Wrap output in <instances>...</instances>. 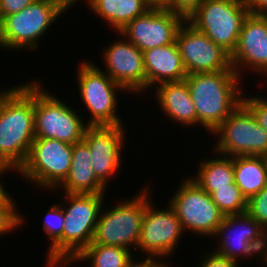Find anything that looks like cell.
Returning a JSON list of instances; mask_svg holds the SVG:
<instances>
[{"label":"cell","instance_id":"cell-16","mask_svg":"<svg viewBox=\"0 0 267 267\" xmlns=\"http://www.w3.org/2000/svg\"><path fill=\"white\" fill-rule=\"evenodd\" d=\"M185 19L166 9L150 8L130 21L118 33L141 52L176 42V35Z\"/></svg>","mask_w":267,"mask_h":267},{"label":"cell","instance_id":"cell-14","mask_svg":"<svg viewBox=\"0 0 267 267\" xmlns=\"http://www.w3.org/2000/svg\"><path fill=\"white\" fill-rule=\"evenodd\" d=\"M176 44L187 75L234 70L231 55L187 20L177 32Z\"/></svg>","mask_w":267,"mask_h":267},{"label":"cell","instance_id":"cell-3","mask_svg":"<svg viewBox=\"0 0 267 267\" xmlns=\"http://www.w3.org/2000/svg\"><path fill=\"white\" fill-rule=\"evenodd\" d=\"M69 9L60 0H36L18 13L1 20L0 48L7 51H33L53 22ZM56 20V21H55Z\"/></svg>","mask_w":267,"mask_h":267},{"label":"cell","instance_id":"cell-17","mask_svg":"<svg viewBox=\"0 0 267 267\" xmlns=\"http://www.w3.org/2000/svg\"><path fill=\"white\" fill-rule=\"evenodd\" d=\"M120 35V36H119ZM102 53L105 72L114 82L120 85L127 94L146 92V74L143 52L121 35Z\"/></svg>","mask_w":267,"mask_h":267},{"label":"cell","instance_id":"cell-23","mask_svg":"<svg viewBox=\"0 0 267 267\" xmlns=\"http://www.w3.org/2000/svg\"><path fill=\"white\" fill-rule=\"evenodd\" d=\"M235 184L248 200L267 185L265 156L233 157Z\"/></svg>","mask_w":267,"mask_h":267},{"label":"cell","instance_id":"cell-25","mask_svg":"<svg viewBox=\"0 0 267 267\" xmlns=\"http://www.w3.org/2000/svg\"><path fill=\"white\" fill-rule=\"evenodd\" d=\"M133 256L132 250L126 248L91 242L68 266L75 262L88 261L90 267H125Z\"/></svg>","mask_w":267,"mask_h":267},{"label":"cell","instance_id":"cell-40","mask_svg":"<svg viewBox=\"0 0 267 267\" xmlns=\"http://www.w3.org/2000/svg\"><path fill=\"white\" fill-rule=\"evenodd\" d=\"M264 265L267 267V254H266L265 259H264Z\"/></svg>","mask_w":267,"mask_h":267},{"label":"cell","instance_id":"cell-28","mask_svg":"<svg viewBox=\"0 0 267 267\" xmlns=\"http://www.w3.org/2000/svg\"><path fill=\"white\" fill-rule=\"evenodd\" d=\"M14 199L11 197L3 206H0V237L19 229L25 221Z\"/></svg>","mask_w":267,"mask_h":267},{"label":"cell","instance_id":"cell-8","mask_svg":"<svg viewBox=\"0 0 267 267\" xmlns=\"http://www.w3.org/2000/svg\"><path fill=\"white\" fill-rule=\"evenodd\" d=\"M72 151L73 144L53 138H35L17 174L38 190H57L70 172Z\"/></svg>","mask_w":267,"mask_h":267},{"label":"cell","instance_id":"cell-39","mask_svg":"<svg viewBox=\"0 0 267 267\" xmlns=\"http://www.w3.org/2000/svg\"><path fill=\"white\" fill-rule=\"evenodd\" d=\"M68 9H71L72 6H74V4L77 5L76 2H82L84 0H60Z\"/></svg>","mask_w":267,"mask_h":267},{"label":"cell","instance_id":"cell-10","mask_svg":"<svg viewBox=\"0 0 267 267\" xmlns=\"http://www.w3.org/2000/svg\"><path fill=\"white\" fill-rule=\"evenodd\" d=\"M168 202L176 212L183 232L187 229L201 238L203 236L212 239L225 216L210 194L188 176Z\"/></svg>","mask_w":267,"mask_h":267},{"label":"cell","instance_id":"cell-1","mask_svg":"<svg viewBox=\"0 0 267 267\" xmlns=\"http://www.w3.org/2000/svg\"><path fill=\"white\" fill-rule=\"evenodd\" d=\"M35 80L20 83L0 105V168L18 170L35 139Z\"/></svg>","mask_w":267,"mask_h":267},{"label":"cell","instance_id":"cell-31","mask_svg":"<svg viewBox=\"0 0 267 267\" xmlns=\"http://www.w3.org/2000/svg\"><path fill=\"white\" fill-rule=\"evenodd\" d=\"M198 267H239V262L226 258L215 251L206 252Z\"/></svg>","mask_w":267,"mask_h":267},{"label":"cell","instance_id":"cell-24","mask_svg":"<svg viewBox=\"0 0 267 267\" xmlns=\"http://www.w3.org/2000/svg\"><path fill=\"white\" fill-rule=\"evenodd\" d=\"M199 164L197 174L190 178L208 194L235 182L233 157L218 153L217 158L215 155L214 158L200 160Z\"/></svg>","mask_w":267,"mask_h":267},{"label":"cell","instance_id":"cell-18","mask_svg":"<svg viewBox=\"0 0 267 267\" xmlns=\"http://www.w3.org/2000/svg\"><path fill=\"white\" fill-rule=\"evenodd\" d=\"M231 64L242 78L246 70H251L267 79V18L264 15L249 13L245 18Z\"/></svg>","mask_w":267,"mask_h":267},{"label":"cell","instance_id":"cell-11","mask_svg":"<svg viewBox=\"0 0 267 267\" xmlns=\"http://www.w3.org/2000/svg\"><path fill=\"white\" fill-rule=\"evenodd\" d=\"M214 154L230 157L267 156V131L242 103L213 132Z\"/></svg>","mask_w":267,"mask_h":267},{"label":"cell","instance_id":"cell-4","mask_svg":"<svg viewBox=\"0 0 267 267\" xmlns=\"http://www.w3.org/2000/svg\"><path fill=\"white\" fill-rule=\"evenodd\" d=\"M63 194L65 202L59 204L64 212L62 266L65 267L92 242L106 194Z\"/></svg>","mask_w":267,"mask_h":267},{"label":"cell","instance_id":"cell-22","mask_svg":"<svg viewBox=\"0 0 267 267\" xmlns=\"http://www.w3.org/2000/svg\"><path fill=\"white\" fill-rule=\"evenodd\" d=\"M92 14H96L107 26L118 33L130 21L143 15L150 7L146 0H86ZM94 12V13H93Z\"/></svg>","mask_w":267,"mask_h":267},{"label":"cell","instance_id":"cell-19","mask_svg":"<svg viewBox=\"0 0 267 267\" xmlns=\"http://www.w3.org/2000/svg\"><path fill=\"white\" fill-rule=\"evenodd\" d=\"M143 59L147 91L162 83L183 81L187 77L176 42L146 50Z\"/></svg>","mask_w":267,"mask_h":267},{"label":"cell","instance_id":"cell-27","mask_svg":"<svg viewBox=\"0 0 267 267\" xmlns=\"http://www.w3.org/2000/svg\"><path fill=\"white\" fill-rule=\"evenodd\" d=\"M210 196L225 216L246 213L247 199L235 182L229 184V187L217 188Z\"/></svg>","mask_w":267,"mask_h":267},{"label":"cell","instance_id":"cell-5","mask_svg":"<svg viewBox=\"0 0 267 267\" xmlns=\"http://www.w3.org/2000/svg\"><path fill=\"white\" fill-rule=\"evenodd\" d=\"M83 60V61H82ZM77 64V85L84 107L87 108L89 126L122 125L117 113L118 91H126L114 82L101 67L82 59Z\"/></svg>","mask_w":267,"mask_h":267},{"label":"cell","instance_id":"cell-32","mask_svg":"<svg viewBox=\"0 0 267 267\" xmlns=\"http://www.w3.org/2000/svg\"><path fill=\"white\" fill-rule=\"evenodd\" d=\"M202 2L203 0H173L172 12L187 20Z\"/></svg>","mask_w":267,"mask_h":267},{"label":"cell","instance_id":"cell-35","mask_svg":"<svg viewBox=\"0 0 267 267\" xmlns=\"http://www.w3.org/2000/svg\"><path fill=\"white\" fill-rule=\"evenodd\" d=\"M248 8L251 14L264 15L267 13V0H250Z\"/></svg>","mask_w":267,"mask_h":267},{"label":"cell","instance_id":"cell-30","mask_svg":"<svg viewBox=\"0 0 267 267\" xmlns=\"http://www.w3.org/2000/svg\"><path fill=\"white\" fill-rule=\"evenodd\" d=\"M256 95L258 96L245 97L243 93L242 103L252 112L257 123L267 131V98Z\"/></svg>","mask_w":267,"mask_h":267},{"label":"cell","instance_id":"cell-21","mask_svg":"<svg viewBox=\"0 0 267 267\" xmlns=\"http://www.w3.org/2000/svg\"><path fill=\"white\" fill-rule=\"evenodd\" d=\"M91 158L83 141L73 144L70 172L58 189L63 188L64 193L72 194H105L108 188L95 176Z\"/></svg>","mask_w":267,"mask_h":267},{"label":"cell","instance_id":"cell-15","mask_svg":"<svg viewBox=\"0 0 267 267\" xmlns=\"http://www.w3.org/2000/svg\"><path fill=\"white\" fill-rule=\"evenodd\" d=\"M123 125L88 126L83 142L92 155L93 166L97 179L108 188V181L117 175L122 166V151L126 140V128ZM112 176V177H111Z\"/></svg>","mask_w":267,"mask_h":267},{"label":"cell","instance_id":"cell-20","mask_svg":"<svg viewBox=\"0 0 267 267\" xmlns=\"http://www.w3.org/2000/svg\"><path fill=\"white\" fill-rule=\"evenodd\" d=\"M156 102L163 115L185 128L197 125V112L185 80L166 82L154 87Z\"/></svg>","mask_w":267,"mask_h":267},{"label":"cell","instance_id":"cell-26","mask_svg":"<svg viewBox=\"0 0 267 267\" xmlns=\"http://www.w3.org/2000/svg\"><path fill=\"white\" fill-rule=\"evenodd\" d=\"M44 217L42 226L50 241L44 266L62 267V232L64 225L62 205H59V202L51 205Z\"/></svg>","mask_w":267,"mask_h":267},{"label":"cell","instance_id":"cell-6","mask_svg":"<svg viewBox=\"0 0 267 267\" xmlns=\"http://www.w3.org/2000/svg\"><path fill=\"white\" fill-rule=\"evenodd\" d=\"M249 13L244 0H203L187 21L232 55Z\"/></svg>","mask_w":267,"mask_h":267},{"label":"cell","instance_id":"cell-13","mask_svg":"<svg viewBox=\"0 0 267 267\" xmlns=\"http://www.w3.org/2000/svg\"><path fill=\"white\" fill-rule=\"evenodd\" d=\"M149 193L150 190L147 185L146 207L137 245V249H139L136 252L141 250L145 254L143 256L151 255L162 259L168 258L179 247L178 244L184 232L171 205H166L168 206L167 209L155 208Z\"/></svg>","mask_w":267,"mask_h":267},{"label":"cell","instance_id":"cell-33","mask_svg":"<svg viewBox=\"0 0 267 267\" xmlns=\"http://www.w3.org/2000/svg\"><path fill=\"white\" fill-rule=\"evenodd\" d=\"M36 0H0V18L1 20L14 13H18Z\"/></svg>","mask_w":267,"mask_h":267},{"label":"cell","instance_id":"cell-7","mask_svg":"<svg viewBox=\"0 0 267 267\" xmlns=\"http://www.w3.org/2000/svg\"><path fill=\"white\" fill-rule=\"evenodd\" d=\"M141 190L132 199L117 200L114 207L102 206L92 243L137 250L146 207V188Z\"/></svg>","mask_w":267,"mask_h":267},{"label":"cell","instance_id":"cell-36","mask_svg":"<svg viewBox=\"0 0 267 267\" xmlns=\"http://www.w3.org/2000/svg\"><path fill=\"white\" fill-rule=\"evenodd\" d=\"M10 171L13 172L15 170L8 169V168H0V177L3 176V174L7 175ZM6 172H7V174H6ZM3 186L4 185H3V183H1V180H0V206H3L12 196L8 193L6 188H4Z\"/></svg>","mask_w":267,"mask_h":267},{"label":"cell","instance_id":"cell-34","mask_svg":"<svg viewBox=\"0 0 267 267\" xmlns=\"http://www.w3.org/2000/svg\"><path fill=\"white\" fill-rule=\"evenodd\" d=\"M146 257L144 260L137 261L134 255L125 267H171V265H168L169 263H167V261H163L162 258L151 255H146Z\"/></svg>","mask_w":267,"mask_h":267},{"label":"cell","instance_id":"cell-12","mask_svg":"<svg viewBox=\"0 0 267 267\" xmlns=\"http://www.w3.org/2000/svg\"><path fill=\"white\" fill-rule=\"evenodd\" d=\"M214 238L218 240L216 248H213L217 254L237 262L243 261L244 258L259 257V262L261 261L264 267L267 232L247 212L224 216Z\"/></svg>","mask_w":267,"mask_h":267},{"label":"cell","instance_id":"cell-38","mask_svg":"<svg viewBox=\"0 0 267 267\" xmlns=\"http://www.w3.org/2000/svg\"><path fill=\"white\" fill-rule=\"evenodd\" d=\"M16 86H13V88H7V90H0V105L2 104L3 100L6 98V96L15 88Z\"/></svg>","mask_w":267,"mask_h":267},{"label":"cell","instance_id":"cell-37","mask_svg":"<svg viewBox=\"0 0 267 267\" xmlns=\"http://www.w3.org/2000/svg\"><path fill=\"white\" fill-rule=\"evenodd\" d=\"M150 8L166 9L172 11L173 0H146Z\"/></svg>","mask_w":267,"mask_h":267},{"label":"cell","instance_id":"cell-2","mask_svg":"<svg viewBox=\"0 0 267 267\" xmlns=\"http://www.w3.org/2000/svg\"><path fill=\"white\" fill-rule=\"evenodd\" d=\"M184 80L196 108L197 126L210 134L242 104L244 89L235 70L189 74Z\"/></svg>","mask_w":267,"mask_h":267},{"label":"cell","instance_id":"cell-9","mask_svg":"<svg viewBox=\"0 0 267 267\" xmlns=\"http://www.w3.org/2000/svg\"><path fill=\"white\" fill-rule=\"evenodd\" d=\"M52 92L43 89L39 80H35V138H53L75 144L83 140L89 126L77 110L67 102L61 101ZM82 118V119H81Z\"/></svg>","mask_w":267,"mask_h":267},{"label":"cell","instance_id":"cell-29","mask_svg":"<svg viewBox=\"0 0 267 267\" xmlns=\"http://www.w3.org/2000/svg\"><path fill=\"white\" fill-rule=\"evenodd\" d=\"M246 212L267 232V185L247 200Z\"/></svg>","mask_w":267,"mask_h":267}]
</instances>
